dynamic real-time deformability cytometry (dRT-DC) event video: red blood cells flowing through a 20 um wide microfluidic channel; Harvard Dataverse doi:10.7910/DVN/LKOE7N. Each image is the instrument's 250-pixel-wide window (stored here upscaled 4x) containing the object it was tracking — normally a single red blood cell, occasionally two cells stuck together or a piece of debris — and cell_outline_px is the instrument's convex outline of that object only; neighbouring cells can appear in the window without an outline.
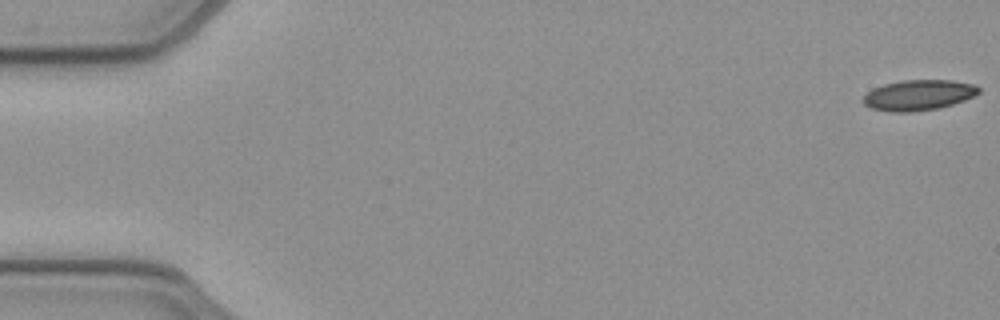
{"species": "common noctule bat (a hibernating species)", "species_latin": "Nyctalus noctula", "temperature_condition": "cold", "stored_images_in_passage": 53, "camera_frame_rate_fps": 3000, "um_per_image_px": 0.085, "animal": {"sex": "female", "body_mass_g": 21.9}, "frame": {"image": 1, "passage_image": 1, "time_ms": 0.0, "image_size_px": [1000, 320], "cell_outline_px": [[980, 92], [964, 100], [952, 104], [936, 108], [912, 112], [888, 112], [872, 108], [864, 104], [864, 96], [872, 88], [884, 84], [900, 80], [952, 80], [976, 84], [980, 88]], "centroid_in_image_um": [78.08, 8.07], "position_along_channel_um": 6.9, "area_um2": 20.52}}
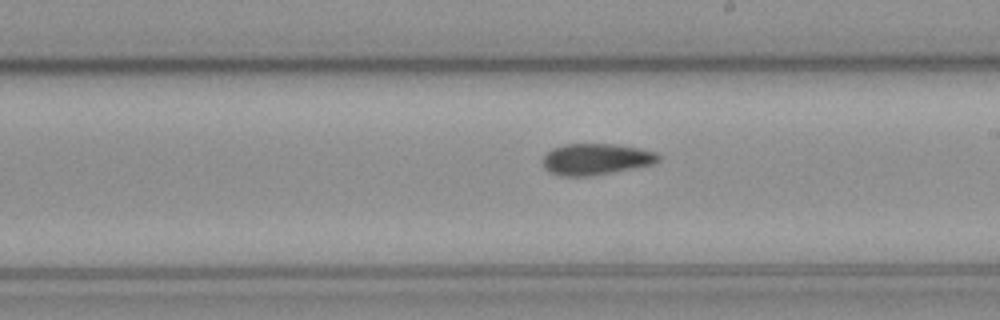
{"frame": {"image": 2, "passage_image": 30, "time_ms": 9.667, "image_size_px": [1000, 320], "cell_outline_px": [[660, 160], [652, 164], [632, 168], [588, 176], [560, 176], [548, 172], [544, 168], [544, 156], [552, 148], [564, 144], [612, 144], [636, 148], [656, 152], [660, 156]], "centroid_in_image_um": [50.62, 13.53], "position_along_channel_um": 238.4, "area_um2": 20.81}}
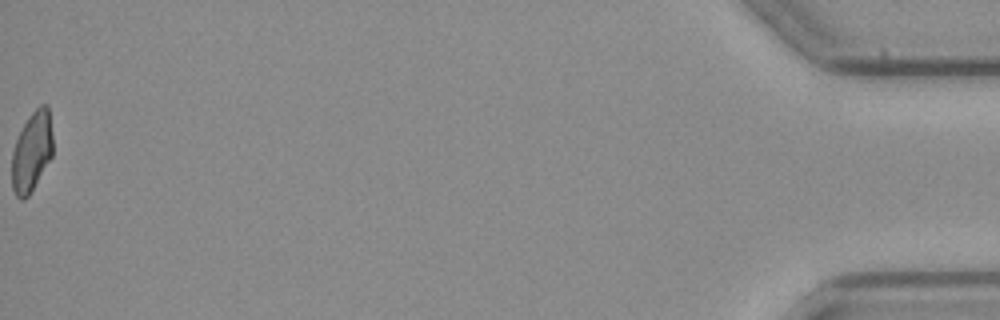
{"frame": {"image": 3, "passage_image": 53, "time_ms": 17.333, "image_size_px": [1000, 320], "cell_outline_px": [[52, 156], [28, 196], [24, 200], [20, 200], [16, 196], [12, 188], [12, 152], [16, 140], [28, 116], [40, 104], [48, 104], [52, 136]], "centroid_in_image_um": [2.7, 12.88], "position_along_channel_um": 432.5, "area_um2": 18.96}, "authors_computed_cell_mechanics": {"area_um2": 20.7502, "velocity_mm_per_s": 3.9224, "shape_relaxation_time_tau1_ms": null, "shape_relaxation_time_tau2_ms": 5.055, "deformation_change_tau1": null, "deformation_change_tau2": 0.1095}}